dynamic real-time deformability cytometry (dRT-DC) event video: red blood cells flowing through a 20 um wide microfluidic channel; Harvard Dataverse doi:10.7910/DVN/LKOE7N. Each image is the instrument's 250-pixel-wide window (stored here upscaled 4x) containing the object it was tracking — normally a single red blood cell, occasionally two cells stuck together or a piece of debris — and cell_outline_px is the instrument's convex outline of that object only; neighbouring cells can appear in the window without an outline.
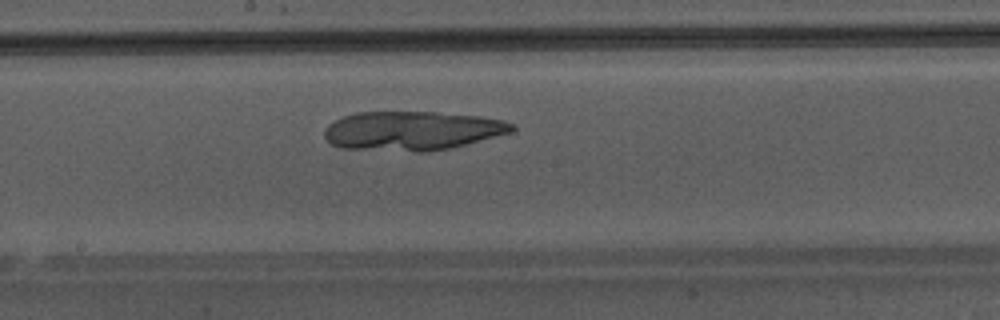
{"species": "Egyptian fruit bat (a non-hibernating species)", "species_latin": "Rousettus aegyptiacus", "temperature_condition": "warm", "stored_images_in_passage": 38, "camera_frame_rate_fps": 3000, "um_per_image_px": 0.085, "animal": {"sex": "male"}, "frame": {"image": 1, "passage_image": 17, "time_ms": 5.333, "image_size_px": [1000, 320], "cell_outline_px": [[516, 128], [512, 132], [448, 148], [424, 152], [416, 152], [344, 148], [332, 144], [324, 136], [324, 128], [328, 124], [344, 116], [356, 112], [436, 112], [480, 116], [504, 120], [516, 124]], "centroid_in_image_um": [35.04, 11.11], "position_along_channel_um": 213.2, "area_um2": 42.66}}